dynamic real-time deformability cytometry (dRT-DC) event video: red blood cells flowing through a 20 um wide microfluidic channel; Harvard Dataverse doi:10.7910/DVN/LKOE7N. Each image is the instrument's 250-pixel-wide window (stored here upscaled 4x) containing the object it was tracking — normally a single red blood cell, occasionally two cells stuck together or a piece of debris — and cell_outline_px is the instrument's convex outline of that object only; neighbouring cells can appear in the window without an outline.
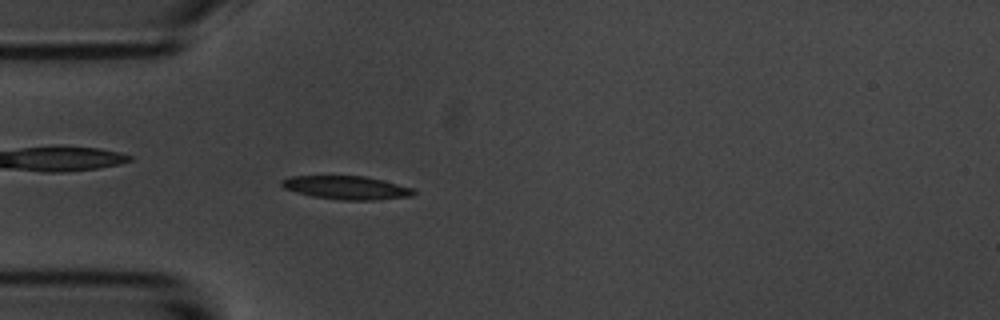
{"species": "common noctule bat (a hibernating species)", "species_latin": "Nyctalus noctula", "temperature_condition": "room temperature", "stored_images_in_passage": 45, "camera_frame_rate_fps": 3000, "um_per_image_px": 0.085, "animal": {"sex": "male", "body_mass_g": 20.1, "forearm_length_mm": 53.5}, "frame": {"image": 1, "passage_image": 5, "time_ms": 1.333, "image_size_px": [1000, 320], "cell_outline_px": [[416, 192], [412, 196], [376, 200], [340, 200], [312, 196], [296, 192], [284, 188], [280, 184], [280, 180], [292, 176], [364, 176], [412, 188]], "centroid_in_image_um": [29.41, 15.96], "position_along_channel_um": 55.6, "area_um2": 17.86}}
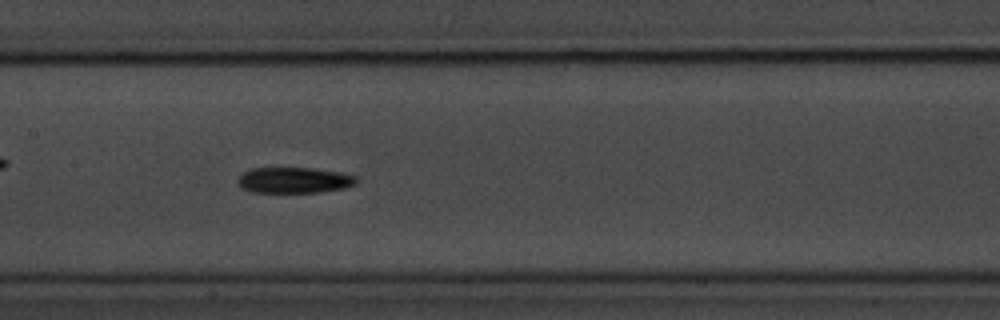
{"frame": {"image": 2, "passage_image": 16, "time_ms": 5.0, "image_size_px": [1000, 320], "cell_outline_px": [[356, 184], [344, 188], [320, 192], [252, 192], [240, 188], [236, 184], [236, 180], [244, 172], [252, 168], [312, 168], [340, 172], [356, 176]], "centroid_in_image_um": [24.96, 15.32], "position_along_channel_um": 182.4, "area_um2": 17.92}}
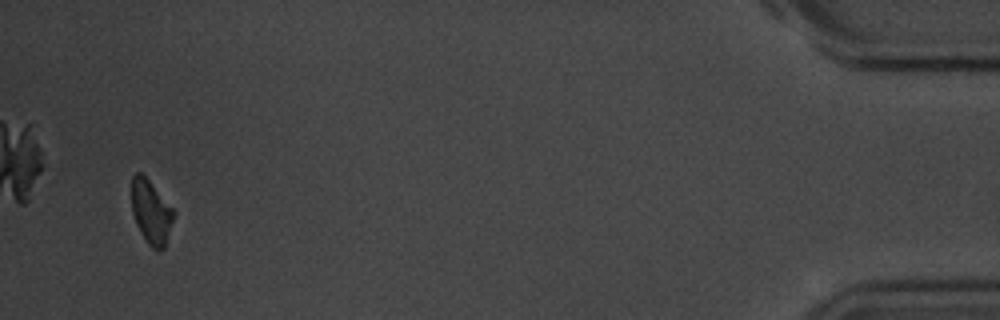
{"frame": {"image": 3, "passage_image": 43, "time_ms": 14.0, "image_size_px": [1000, 320], "cell_outline_px": [[176, 212], [164, 248], [160, 252], [152, 248], [148, 244], [140, 232], [136, 224], [132, 212], [132, 176], [136, 172], [140, 172], [148, 180]], "centroid_in_image_um": [12.85, 18.05], "position_along_channel_um": 422.4, "area_um2": 15.55}, "authors_computed_cell_mechanics": {"area_um2": 17.8024, "velocity_mm_per_s": 3.5796, "shape_relaxation_time_tau1_ms": 5.0079, "shape_relaxation_time_tau2_ms": null, "deformation_change_tau1": 0.1257, "deformation_change_tau2": null}}